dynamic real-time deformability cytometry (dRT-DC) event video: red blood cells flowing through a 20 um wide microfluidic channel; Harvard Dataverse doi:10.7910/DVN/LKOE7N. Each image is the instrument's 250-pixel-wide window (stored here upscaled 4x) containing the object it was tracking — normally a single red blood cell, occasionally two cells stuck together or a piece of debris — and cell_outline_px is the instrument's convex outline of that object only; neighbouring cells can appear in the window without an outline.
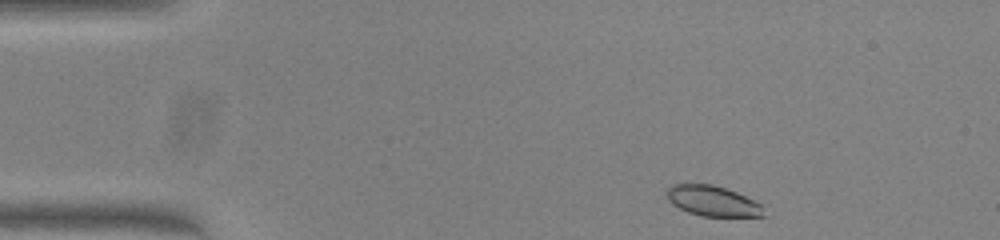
{"species": "common noctule bat (a hibernating species)", "species_latin": "Nyctalus noctula", "temperature_condition": "warm", "stored_images_in_passage": 44, "camera_frame_rate_fps": 3000, "um_per_image_px": 0.085, "animal": {"sex": "female", "body_mass_g": 23.0, "forearm_length_mm": 53.4}, "frame": {"image": 1, "passage_image": 1, "time_ms": 0.0, "image_size_px": [1000, 240], "cell_outline_px": [[764, 216], [700, 216], [688, 212], [672, 204], [668, 200], [668, 188], [672, 184], [712, 184], [736, 192], [760, 204]], "centroid_in_image_um": [60.53, 17.08], "position_along_channel_um": 24.5, "area_um2": 16.76}}
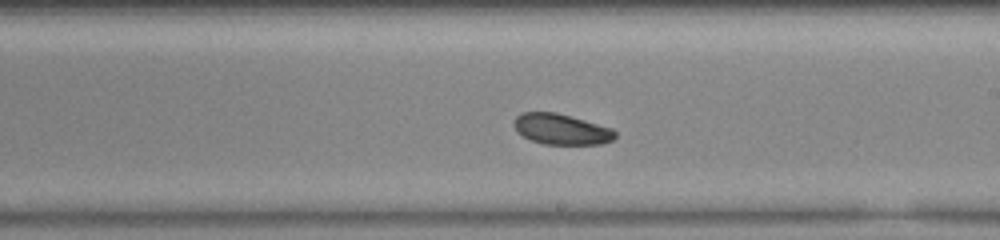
{"frame": {"image": 2, "passage_image": 23, "time_ms": 7.333, "image_size_px": [1000, 240], "cell_outline_px": [[616, 136], [612, 140], [600, 144], [544, 144], [532, 140], [516, 132], [512, 124], [516, 116], [520, 112], [556, 112], [612, 128], [616, 132]], "centroid_in_image_um": [47.67, 10.97], "position_along_channel_um": 241.3, "area_um2": 18.09}}
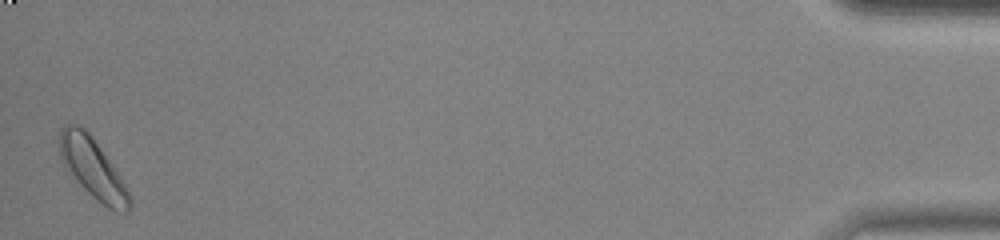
{"frame": {"image": 3, "passage_image": 44, "time_ms": 14.333, "image_size_px": [1000, 240], "cell_outline_px": [[132, 204], [124, 212], [116, 212], [108, 208], [96, 200], [68, 176], [60, 156], [60, 128], [64, 124], [76, 124], [84, 128], [88, 132], [112, 164], [124, 184], [132, 200]], "centroid_in_image_um": [7.83, 14.32], "position_along_channel_um": 427.4, "area_um2": 24.45}, "authors_computed_cell_mechanics": {"area_um2": 18.9006, "velocity_mm_per_s": 3.9926, "shape_relaxation_time_tau1_ms": 0.726, "shape_relaxation_time_tau2_ms": null, "deformation_change_tau1": 0.0515, "deformation_change_tau2": null}}